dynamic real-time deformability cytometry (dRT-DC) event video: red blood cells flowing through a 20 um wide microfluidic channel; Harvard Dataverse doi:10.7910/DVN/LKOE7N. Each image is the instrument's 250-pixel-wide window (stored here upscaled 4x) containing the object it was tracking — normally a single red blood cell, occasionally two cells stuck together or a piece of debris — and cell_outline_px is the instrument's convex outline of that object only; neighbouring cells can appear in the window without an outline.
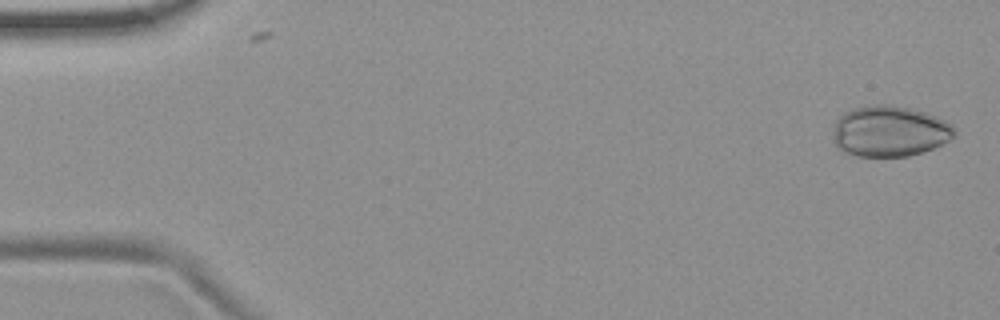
{"species": "common noctule bat (a hibernating species)", "species_latin": "Nyctalus noctula", "temperature_condition": "room temperature", "stored_images_in_passage": 54, "camera_frame_rate_fps": 3000, "um_per_image_px": 0.085, "animal": {"sex": "female", "body_mass_g": 19.9}, "frame": {"image": 1, "passage_image": 2, "time_ms": 0.333, "image_size_px": [1000, 320], "cell_outline_px": [[956, 136], [932, 148], [908, 156], [856, 156], [844, 152], [836, 144], [836, 120], [844, 112], [852, 108], [876, 104], [888, 104], [908, 108], [924, 112], [944, 120], [952, 124], [956, 132]], "centroid_in_image_um": [75.64, 11.14], "position_along_channel_um": 9.4, "area_um2": 35.49}}
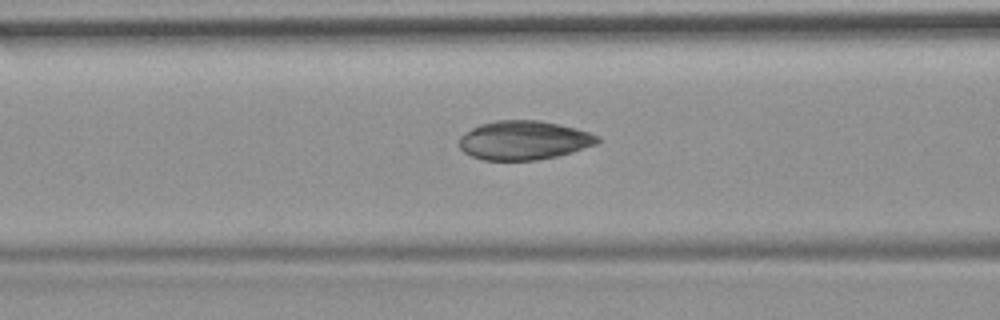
{"frame": {"image": 2, "passage_image": 22, "time_ms": 7.0, "image_size_px": [1000, 320], "cell_outline_px": [[600, 140], [596, 144], [572, 152], [556, 156], [536, 160], [484, 160], [472, 156], [464, 152], [460, 148], [460, 136], [472, 128], [480, 124], [496, 120], [540, 120], [560, 124], [576, 128], [600, 136]], "centroid_in_image_um": [44.53, 11.91], "position_along_channel_um": 122.1, "area_um2": 31.39}}
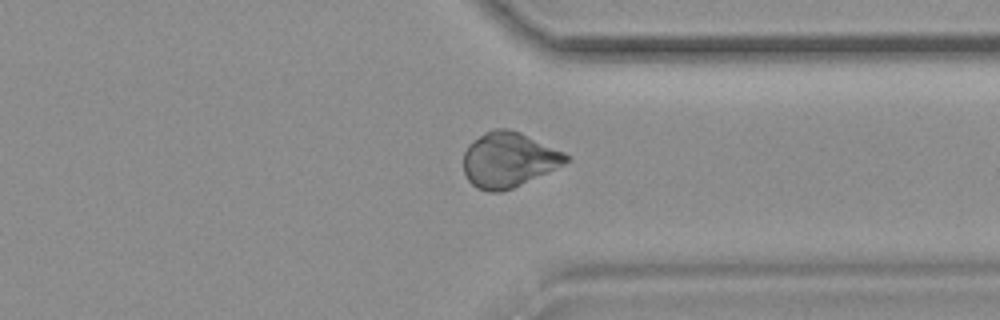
{"frame": {"image": 3, "passage_image": 42, "time_ms": 13.667, "image_size_px": [1000, 320], "cell_outline_px": [[572, 160], [564, 164], [512, 188], [500, 192], [488, 192], [476, 188], [468, 180], [464, 172], [464, 152], [468, 144], [472, 140], [484, 132], [492, 128], [508, 128], [520, 132], [564, 152]], "centroid_in_image_um": [43.2, 13.57], "position_along_channel_um": 368.2, "area_um2": 32.89}}